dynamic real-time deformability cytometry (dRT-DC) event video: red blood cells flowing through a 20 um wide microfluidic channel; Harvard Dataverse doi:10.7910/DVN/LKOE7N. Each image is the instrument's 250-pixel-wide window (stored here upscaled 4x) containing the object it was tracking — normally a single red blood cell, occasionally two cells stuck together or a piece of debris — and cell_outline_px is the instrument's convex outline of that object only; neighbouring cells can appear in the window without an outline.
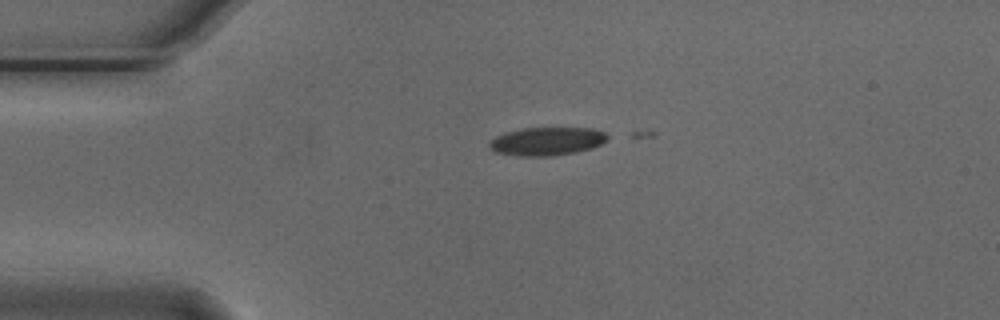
{"species": "Egyptian fruit bat (a non-hibernating species)", "species_latin": "Rousettus aegyptiacus", "temperature_condition": "cold", "stored_images_in_passage": 3, "camera_frame_rate_fps": 3000, "um_per_image_px": 0.085, "animal": {"sex": "male"}, "frame": {"image": 1, "passage_image": 2, "time_ms": 0.333, "image_size_px": [1000, 320], "cell_outline_px": [[608, 140], [592, 148], [576, 152], [552, 156], [520, 156], [496, 152], [488, 144], [496, 136], [504, 132], [524, 128], [592, 128], [604, 132], [608, 136]], "centroid_in_image_um": [46.51, 12.01], "position_along_channel_um": 38.5, "area_um2": 19.36}}